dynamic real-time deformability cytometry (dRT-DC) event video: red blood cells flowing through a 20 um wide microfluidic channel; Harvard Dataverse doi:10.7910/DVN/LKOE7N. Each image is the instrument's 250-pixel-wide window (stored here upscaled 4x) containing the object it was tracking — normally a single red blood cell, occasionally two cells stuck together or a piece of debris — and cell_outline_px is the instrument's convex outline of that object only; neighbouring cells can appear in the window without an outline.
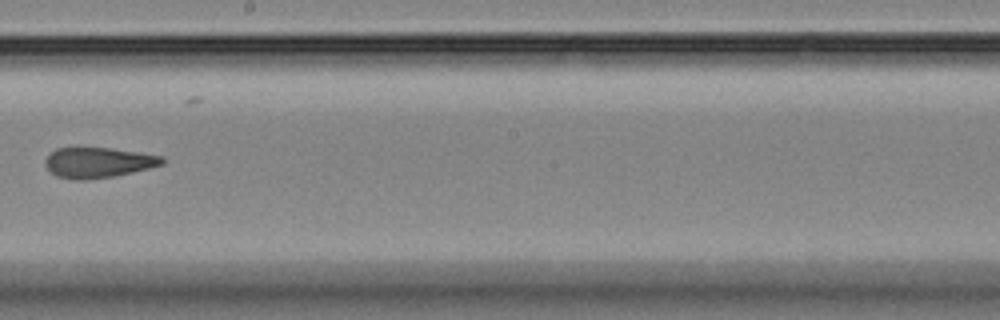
{"species": "Egyptian fruit bat (a non-hibernating species)", "species_latin": "Rousettus aegyptiacus", "temperature_condition": "room temperature", "stored_images_in_passage": 11, "camera_frame_rate_fps": 3000, "um_per_image_px": 0.085, "animal": {"sex": "female"}, "frame": {"image": 1, "passage_image": 9, "time_ms": 10.0, "image_size_px": [1000, 320], "cell_outline_px": [[164, 164], [148, 168], [112, 176], [84, 180], [76, 180], [56, 176], [44, 164], [44, 160], [56, 148], [80, 144], [112, 148], [164, 156]], "centroid_in_image_um": [8.29, 13.76], "position_along_channel_um": 239.9, "area_um2": 21.27}}
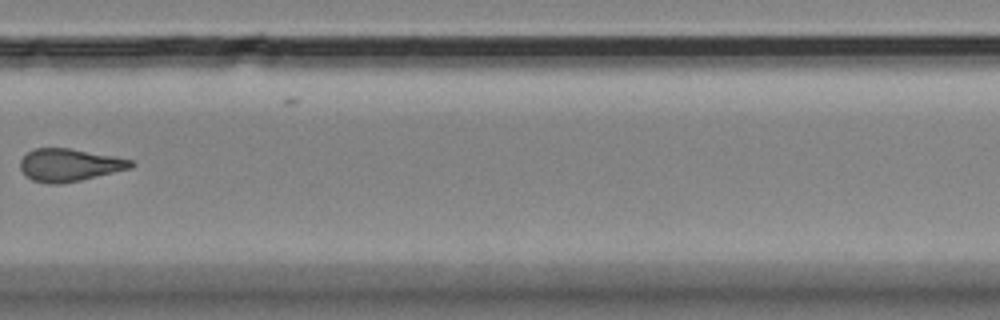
{"frame": {"image": 2, "passage_image": 11, "time_ms": 12.333, "image_size_px": [1000, 320], "cell_outline_px": [[136, 164], [132, 168], [80, 180], [60, 184], [48, 184], [32, 180], [20, 168], [20, 160], [32, 148], [68, 148], [116, 156], [132, 160]], "centroid_in_image_um": [5.92, 14.02], "position_along_channel_um": 323.9, "area_um2": 21.04}}